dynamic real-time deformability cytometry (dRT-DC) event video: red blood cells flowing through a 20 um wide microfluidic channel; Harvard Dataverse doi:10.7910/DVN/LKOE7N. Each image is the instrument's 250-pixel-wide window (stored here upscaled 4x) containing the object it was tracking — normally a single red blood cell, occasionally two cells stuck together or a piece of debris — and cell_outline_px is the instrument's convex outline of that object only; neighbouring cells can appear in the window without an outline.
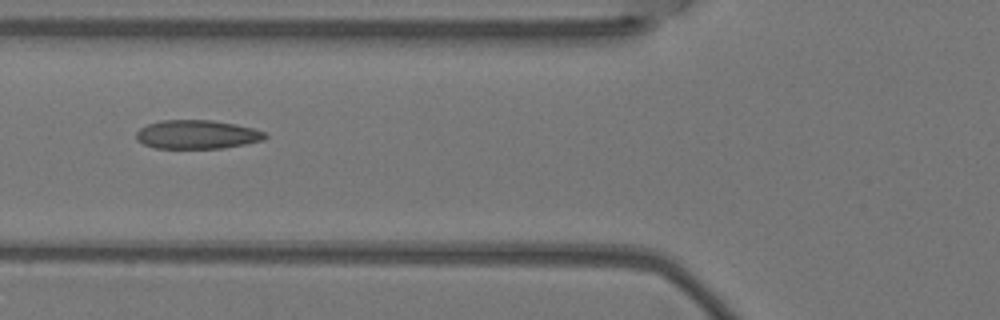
{"species": "Egyptian fruit bat (a non-hibernating species)", "species_latin": "Rousettus aegyptiacus", "temperature_condition": "warm", "stored_images_in_passage": 7, "camera_frame_rate_fps": 3000, "um_per_image_px": 0.085, "animal": {"sex": "female"}, "frame": {"image": 1, "passage_image": 6, "time_ms": 1.667, "image_size_px": [1000, 320], "cell_outline_px": [[268, 136], [264, 140], [224, 148], [156, 148], [144, 144], [136, 140], [136, 132], [140, 128], [148, 124], [160, 120], [212, 120], [236, 124], [252, 128], [264, 132]], "centroid_in_image_um": [16.74, 11.43], "position_along_channel_um": 109.1, "area_um2": 21.62}}
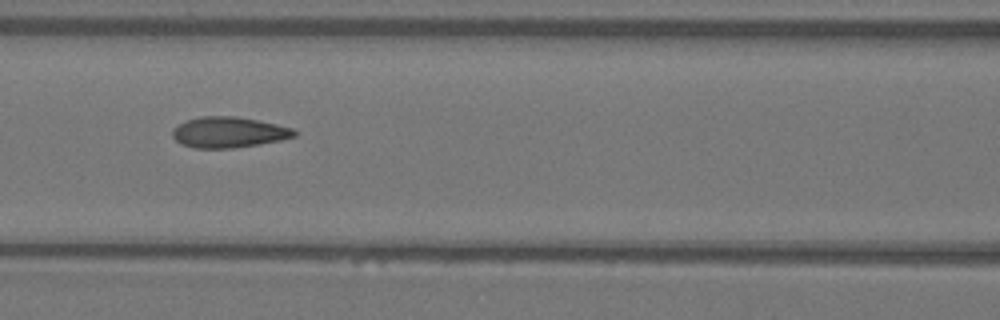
{"frame": {"image": 2, "passage_image": 7, "time_ms": 2.0, "image_size_px": [1000, 320], "cell_outline_px": [[296, 136], [280, 140], [260, 144], [232, 148], [192, 148], [180, 144], [172, 136], [172, 128], [188, 120], [204, 116], [236, 116], [276, 124], [292, 128], [296, 132]], "centroid_in_image_um": [19.41, 11.25], "position_along_channel_um": 147.2, "area_um2": 21.73}}